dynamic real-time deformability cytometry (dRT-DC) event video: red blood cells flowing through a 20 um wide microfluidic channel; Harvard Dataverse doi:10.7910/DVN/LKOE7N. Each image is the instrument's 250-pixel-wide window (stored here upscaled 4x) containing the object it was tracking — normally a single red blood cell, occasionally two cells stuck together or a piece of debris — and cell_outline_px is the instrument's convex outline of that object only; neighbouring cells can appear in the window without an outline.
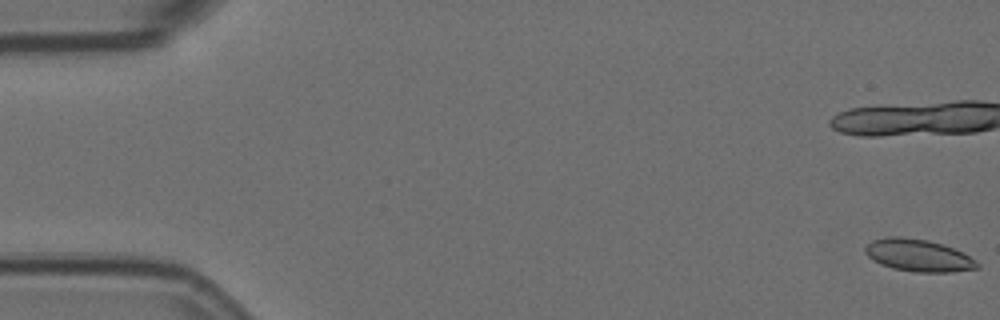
{"species": "Egyptian fruit bat (a non-hibernating species)", "species_latin": "Rousettus aegyptiacus", "temperature_condition": "room temperature", "stored_images_in_passage": 59, "camera_frame_rate_fps": 3000, "um_per_image_px": 0.085, "animal": {"sex": "female"}, "frame": {"image": 1, "passage_image": 1, "time_ms": 0.0, "image_size_px": [1000, 320], "cell_outline_px": [[980, 268], [952, 272], [916, 272], [892, 268], [880, 264], [872, 260], [864, 252], [864, 248], [872, 240], [888, 236], [900, 236], [928, 240], [944, 244], [976, 260], [980, 264]], "centroid_in_image_um": [78.04, 21.71], "position_along_channel_um": 7.0, "area_um2": 21.15}}
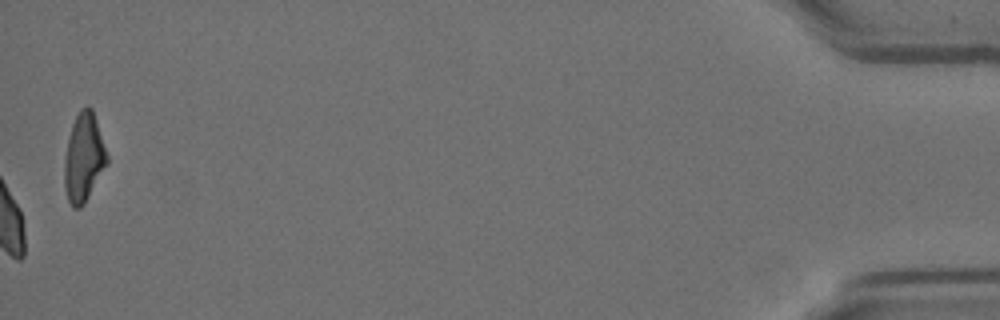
{"frame": {"image": 2, "passage_image": 59, "time_ms": 19.333, "image_size_px": [1000, 320], "cell_outline_px": [[108, 164], [84, 204], [80, 208], [72, 208], [68, 200], [64, 188], [64, 160], [68, 140], [72, 124], [80, 108], [88, 104], [92, 108], [108, 156]], "centroid_in_image_um": [7.12, 13.41], "position_along_channel_um": 428.1, "area_um2": 22.08}, "authors_computed_cell_mechanics": {"area_um2": 20.8658, "velocity_mm_per_s": 3.5347, "shape_relaxation_time_tau1_ms": 9.4592, "shape_relaxation_time_tau2_ms": 0.8278, "deformation_change_tau1": 0.148, "deformation_change_tau2": 0.0526}}